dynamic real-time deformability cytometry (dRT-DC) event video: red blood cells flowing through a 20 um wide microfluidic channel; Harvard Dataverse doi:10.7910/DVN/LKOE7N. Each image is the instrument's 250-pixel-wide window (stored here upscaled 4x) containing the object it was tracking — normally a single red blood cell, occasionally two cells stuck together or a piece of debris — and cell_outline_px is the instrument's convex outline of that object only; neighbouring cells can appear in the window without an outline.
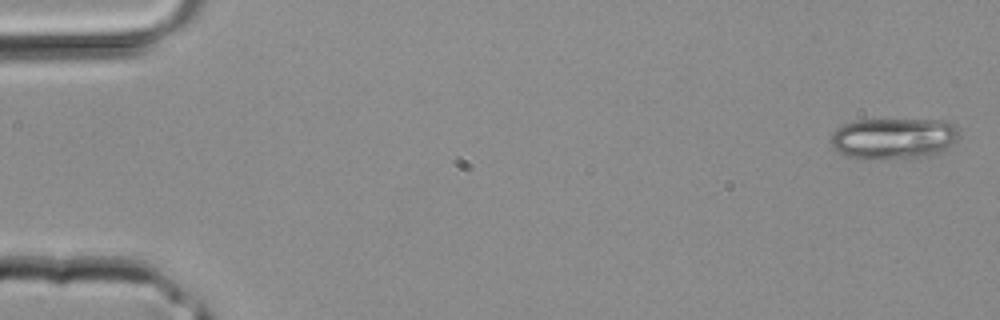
{"species": "common noctule bat (a hibernating species)", "species_latin": "Nyctalus noctula", "temperature_condition": "room temperature", "stored_images_in_passage": 39, "camera_frame_rate_fps": 3000, "um_per_image_px": 0.085, "animal": {"sex": "male", "body_mass_g": 20.4}, "frame": {"image": 1, "passage_image": 1, "time_ms": 0.0, "image_size_px": [1000, 320], "cell_outline_px": [[960, 136], [948, 148], [940, 152], [928, 156], [876, 160], [864, 160], [844, 156], [828, 140], [832, 132], [836, 128], [844, 124], [856, 120], [944, 120], [956, 124], [960, 132]], "centroid_in_image_um": [75.95, 11.78], "position_along_channel_um": 9.0, "area_um2": 31.39}}
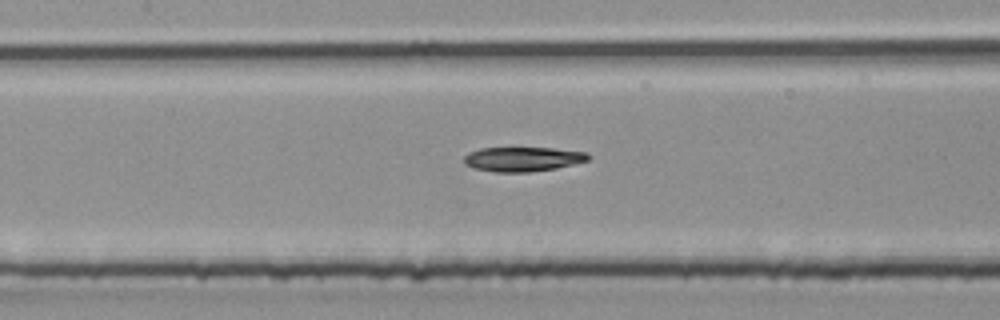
{"frame": {"image": 2, "passage_image": 18, "time_ms": 5.667, "image_size_px": [1000, 320], "cell_outline_px": [[592, 156], [588, 160], [576, 164], [556, 168], [532, 172], [496, 172], [472, 168], [464, 164], [464, 156], [468, 152], [480, 148], [552, 148], [588, 152]], "centroid_in_image_um": [44.45, 13.53], "position_along_channel_um": 162.9, "area_um2": 17.98}}
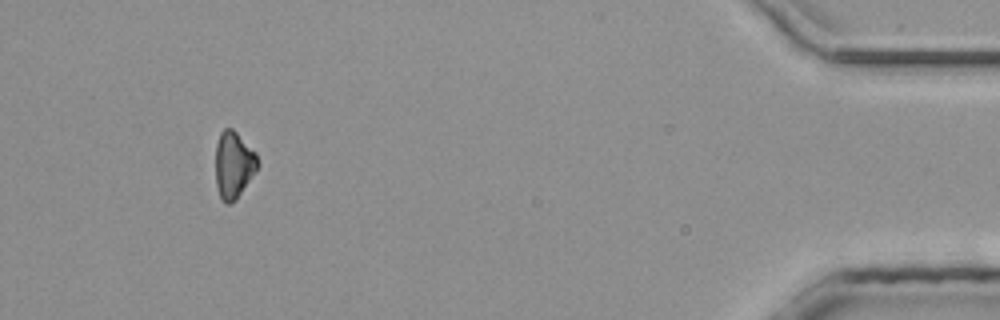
{"frame": {"image": 3, "passage_image": 36, "time_ms": 11.667, "image_size_px": [1000, 320], "cell_outline_px": [[260, 164], [236, 200], [228, 204], [220, 200], [216, 184], [216, 144], [220, 132], [224, 128], [232, 128], [256, 152]], "centroid_in_image_um": [19.86, 14.01], "position_along_channel_um": 415.3, "area_um2": 16.47}}